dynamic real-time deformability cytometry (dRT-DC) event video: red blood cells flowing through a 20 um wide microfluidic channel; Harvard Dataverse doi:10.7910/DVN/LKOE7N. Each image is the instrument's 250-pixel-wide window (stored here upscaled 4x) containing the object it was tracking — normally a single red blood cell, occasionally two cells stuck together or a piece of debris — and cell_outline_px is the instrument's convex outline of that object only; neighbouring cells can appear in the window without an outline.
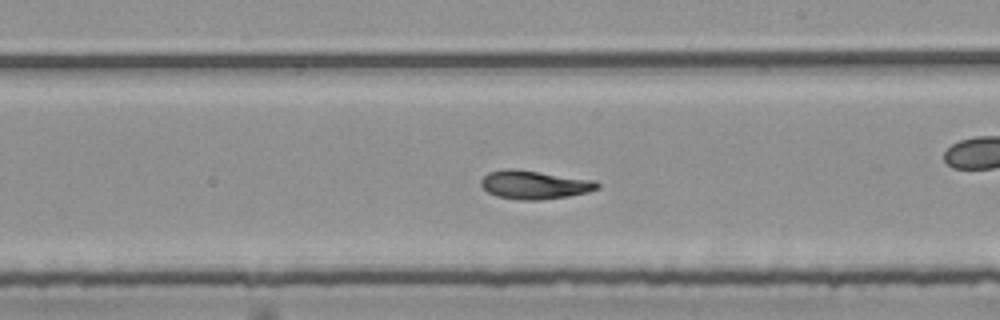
{"species": "common noctule bat (a hibernating species)", "species_latin": "Nyctalus noctula", "temperature_condition": "room temperature", "stored_images_in_passage": 53, "camera_frame_rate_fps": 3000, "um_per_image_px": 0.085, "animal": {"sex": "female", "body_mass_g": 25.1}, "frame": {"image": 1, "passage_image": 31, "time_ms": 10.0, "image_size_px": [1000, 320], "cell_outline_px": [[600, 188], [588, 192], [568, 196], [540, 200], [520, 200], [496, 196], [488, 192], [480, 184], [480, 180], [488, 172], [504, 168], [516, 168], [596, 180], [600, 184]], "centroid_in_image_um": [45.43, 15.69], "position_along_channel_um": 243.6, "area_um2": 19.65}, "authors_computed_cell_mechanics": {"area_um2": 19.363, "velocity_mm_per_s": 3.7154, "shape_relaxation_time_tau1_ms": 3.978, "shape_relaxation_time_tau2_ms": 3.1475, "deformation_change_tau1": 0.1629, "deformation_change_tau2": 0.0666}}